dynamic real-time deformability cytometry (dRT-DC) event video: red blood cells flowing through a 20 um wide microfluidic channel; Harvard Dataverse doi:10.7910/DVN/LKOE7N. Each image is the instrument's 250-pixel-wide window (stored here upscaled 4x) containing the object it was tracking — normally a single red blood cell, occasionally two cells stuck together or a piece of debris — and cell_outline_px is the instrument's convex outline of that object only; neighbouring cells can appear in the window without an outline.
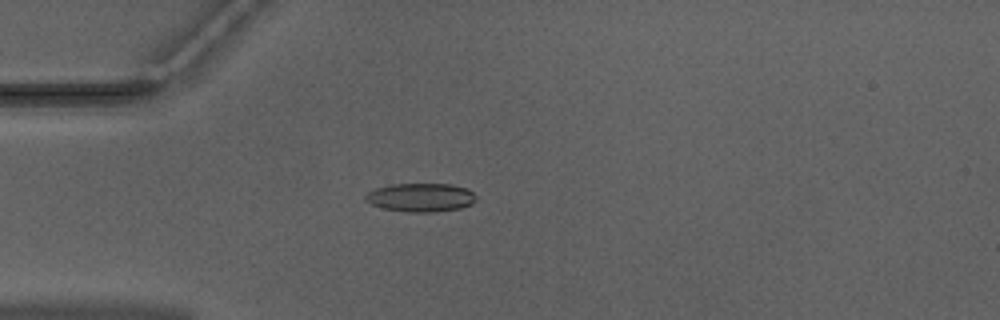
{"species": "Egyptian fruit bat (a non-hibernating species)", "species_latin": "Rousettus aegyptiacus", "temperature_condition": "warm", "stored_images_in_passage": 44, "camera_frame_rate_fps": 3000, "um_per_image_px": 0.085, "animal": {"sex": "male"}, "frame": {"image": 1, "passage_image": 7, "time_ms": 2.0, "image_size_px": [1000, 320], "cell_outline_px": [[476, 200], [472, 204], [460, 208], [432, 212], [408, 212], [384, 208], [372, 204], [364, 196], [368, 192], [376, 188], [392, 184], [452, 184], [468, 188], [476, 196]], "centroid_in_image_um": [35.81, 16.77], "position_along_channel_um": 49.2, "area_um2": 18.32}}
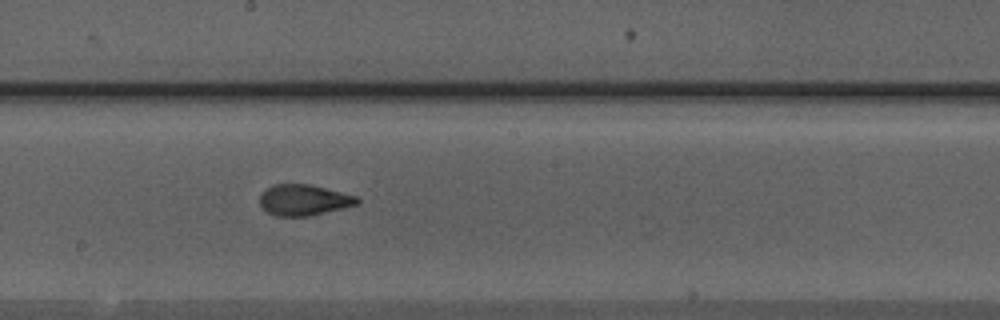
{"frame": {"image": 2, "passage_image": 21, "time_ms": 6.667, "image_size_px": [1000, 320], "cell_outline_px": [[360, 200], [356, 204], [344, 208], [308, 216], [276, 216], [268, 212], [260, 204], [260, 192], [264, 188], [272, 184], [308, 184], [356, 196]], "centroid_in_image_um": [25.77, 16.99], "position_along_channel_um": 222.4, "area_um2": 17.46}}
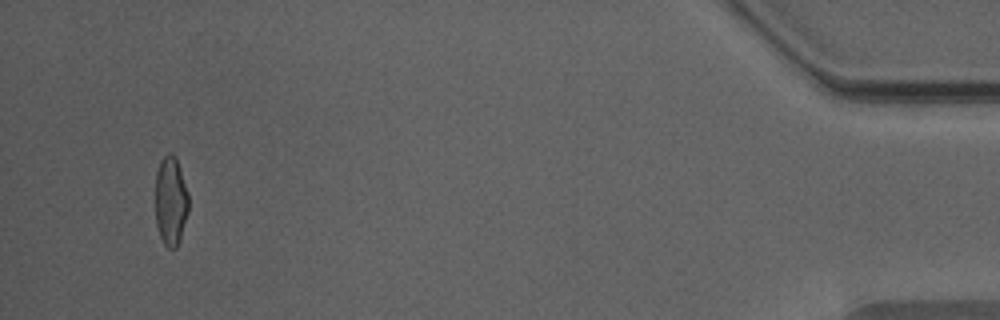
{"frame": {"image": 3, "passage_image": 42, "time_ms": 13.667, "image_size_px": [1000, 320], "cell_outline_px": [[188, 212], [180, 240], [176, 248], [168, 248], [164, 244], [160, 236], [156, 224], [156, 172], [160, 160], [168, 152], [172, 152], [176, 156], [188, 192]], "centroid_in_image_um": [14.52, 17.06], "position_along_channel_um": 420.7, "area_um2": 17.4}, "authors_computed_cell_mechanics": {"area_um2": 17.8024, "velocity_mm_per_s": 3.9875, "shape_relaxation_time_tau1_ms": 4.8966, "shape_relaxation_time_tau2_ms": 1.1508, "deformation_change_tau1": 0.1775, "deformation_change_tau2": 0.0808}}